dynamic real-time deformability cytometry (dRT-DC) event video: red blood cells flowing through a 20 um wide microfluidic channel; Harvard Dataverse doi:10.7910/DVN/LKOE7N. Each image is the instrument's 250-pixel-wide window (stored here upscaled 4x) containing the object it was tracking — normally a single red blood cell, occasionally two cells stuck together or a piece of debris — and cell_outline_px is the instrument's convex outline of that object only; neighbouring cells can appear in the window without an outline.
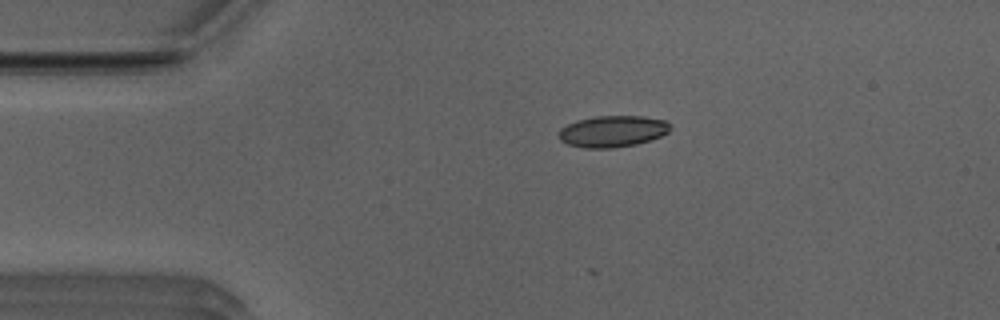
{"species": "Egyptian fruit bat (a non-hibernating species)", "species_latin": "Rousettus aegyptiacus", "temperature_condition": "room temperature", "stored_images_in_passage": 36, "camera_frame_rate_fps": 3000, "um_per_image_px": 0.085, "animal": {"sex": "male"}, "frame": {"image": 1, "passage_image": 3, "time_ms": 0.667, "image_size_px": [1000, 320], "cell_outline_px": [[672, 128], [668, 132], [660, 136], [636, 144], [608, 148], [584, 148], [568, 144], [560, 140], [560, 128], [576, 120], [592, 116], [644, 116], [664, 120], [672, 124]], "centroid_in_image_um": [52.08, 11.15], "position_along_channel_um": 32.9, "area_um2": 20.4}}
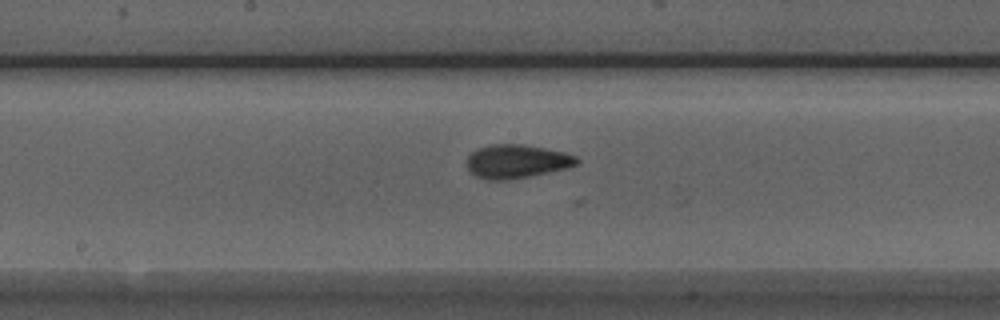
{"frame": {"image": 2, "passage_image": 19, "time_ms": 6.0, "image_size_px": [1000, 320], "cell_outline_px": [[580, 160], [576, 164], [568, 168], [508, 180], [484, 180], [468, 172], [468, 156], [476, 148], [492, 144], [524, 144], [564, 152], [576, 156]], "centroid_in_image_um": [43.89, 13.72], "position_along_channel_um": 204.3, "area_um2": 21.62}}
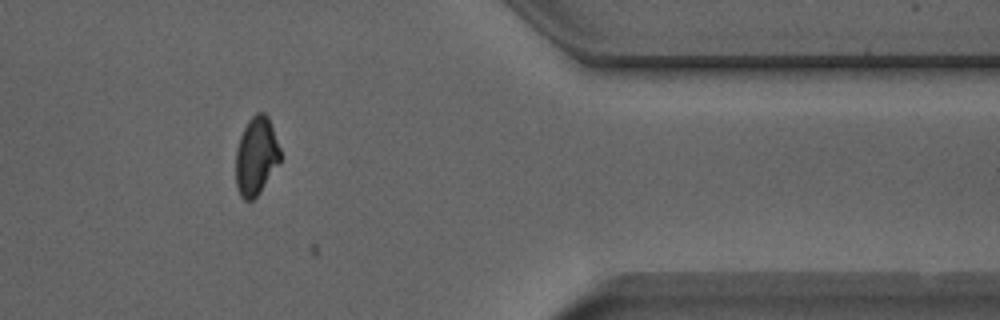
{"frame": {"image": 3, "passage_image": 35, "time_ms": 11.333, "image_size_px": [1000, 320], "cell_outline_px": [[280, 160], [260, 192], [252, 200], [244, 200], [240, 196], [236, 188], [236, 148], [240, 136], [248, 120], [256, 112], [264, 112], [268, 116], [280, 148]], "centroid_in_image_um": [21.75, 13.26], "position_along_channel_um": 389.6, "area_um2": 20.17}}